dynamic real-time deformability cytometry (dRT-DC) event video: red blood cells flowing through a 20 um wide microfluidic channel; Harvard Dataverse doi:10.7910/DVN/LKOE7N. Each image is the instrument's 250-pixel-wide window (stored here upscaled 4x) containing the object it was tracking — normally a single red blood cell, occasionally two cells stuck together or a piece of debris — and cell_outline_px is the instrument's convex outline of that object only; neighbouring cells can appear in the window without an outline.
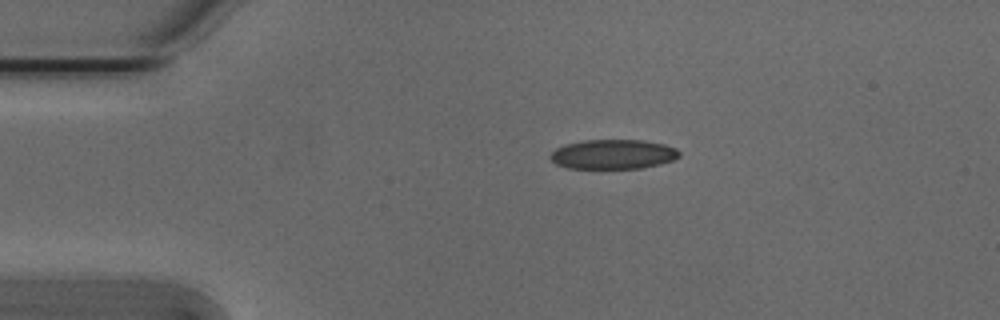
{"species": "Egyptian fruit bat (a non-hibernating species)", "species_latin": "Rousettus aegyptiacus", "temperature_condition": "cold", "stored_images_in_passage": 44, "camera_frame_rate_fps": 3000, "um_per_image_px": 0.085, "animal": {"sex": "male"}, "frame": {"image": 1, "passage_image": 1, "time_ms": 0.0, "image_size_px": [1000, 320], "cell_outline_px": [[680, 156], [672, 160], [660, 164], [640, 168], [568, 168], [556, 164], [548, 156], [556, 148], [564, 144], [584, 140], [644, 140], [664, 144], [676, 148], [680, 152]], "centroid_in_image_um": [52.11, 13.1], "position_along_channel_um": 32.9, "area_um2": 22.25}}
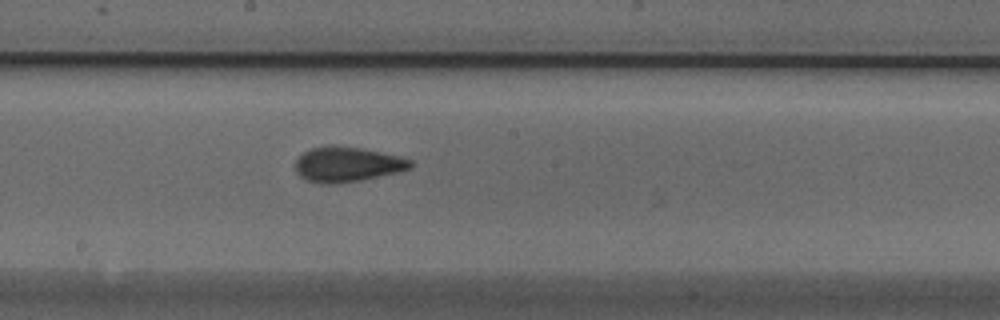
{"frame": {"image": 2, "passage_image": 19, "time_ms": 6.0, "image_size_px": [1000, 320], "cell_outline_px": [[412, 168], [396, 172], [360, 180], [332, 184], [320, 184], [308, 180], [300, 176], [296, 172], [296, 160], [304, 152], [312, 148], [328, 144], [332, 144], [360, 148], [400, 156], [412, 160]], "centroid_in_image_um": [29.5, 13.96], "position_along_channel_um": 218.7, "area_um2": 23.41}}
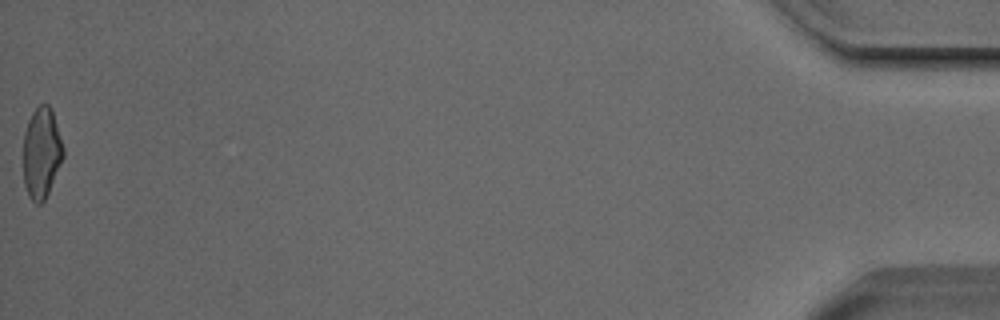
{"frame": {"image": 3, "passage_image": 44, "time_ms": 14.333, "image_size_px": [1000, 320], "cell_outline_px": [[64, 156], [48, 192], [44, 200], [40, 204], [36, 204], [28, 196], [24, 184], [24, 132], [28, 120], [32, 112], [40, 104], [48, 104], [52, 112], [64, 148]], "centroid_in_image_um": [3.52, 13.0], "position_along_channel_um": 431.7, "area_um2": 20.92}, "authors_computed_cell_mechanics": {"area_um2": 22.3108, "velocity_mm_per_s": 3.8202, "shape_relaxation_time_tau1_ms": 4.1493, "shape_relaxation_time_tau2_ms": 1.3822, "deformation_change_tau1": 0.102, "deformation_change_tau2": 0.07}}